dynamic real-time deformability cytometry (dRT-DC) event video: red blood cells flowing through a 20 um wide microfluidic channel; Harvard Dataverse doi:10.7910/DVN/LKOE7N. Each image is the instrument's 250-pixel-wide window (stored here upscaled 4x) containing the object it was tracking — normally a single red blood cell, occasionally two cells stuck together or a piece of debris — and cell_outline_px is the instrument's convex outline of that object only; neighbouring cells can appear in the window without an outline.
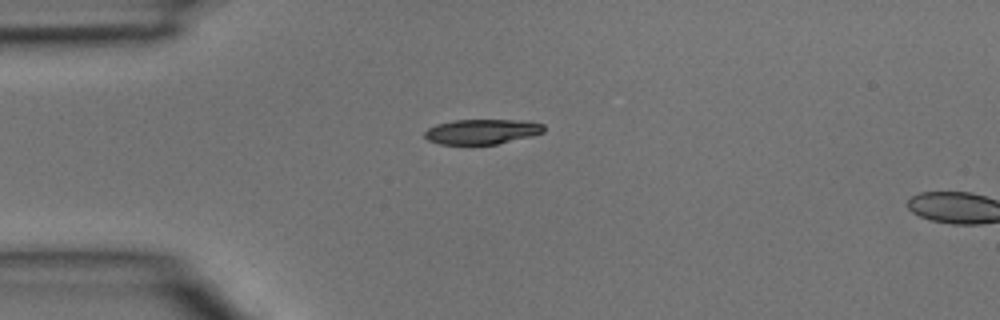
{"species": "common noctule bat (a hibernating species)", "species_latin": "Nyctalus noctula", "temperature_condition": "room temperature", "stored_images_in_passage": 2, "segment_of_instrument_passage": [1, 2], "camera_frame_rate_fps": 3000, "um_per_image_px": 0.085, "animal": {"sex": "male", "body_mass_g": 15.6}, "frame": {"image": 1, "passage_image": 1, "time_ms": 0.0, "image_size_px": [1000, 320], "cell_outline_px": [[544, 132], [532, 136], [496, 144], [440, 144], [428, 140], [424, 136], [424, 132], [428, 128], [436, 124], [452, 120], [528, 120], [544, 124]], "centroid_in_image_um": [40.98, 11.18], "position_along_channel_um": 44.0, "area_um2": 17.46}}